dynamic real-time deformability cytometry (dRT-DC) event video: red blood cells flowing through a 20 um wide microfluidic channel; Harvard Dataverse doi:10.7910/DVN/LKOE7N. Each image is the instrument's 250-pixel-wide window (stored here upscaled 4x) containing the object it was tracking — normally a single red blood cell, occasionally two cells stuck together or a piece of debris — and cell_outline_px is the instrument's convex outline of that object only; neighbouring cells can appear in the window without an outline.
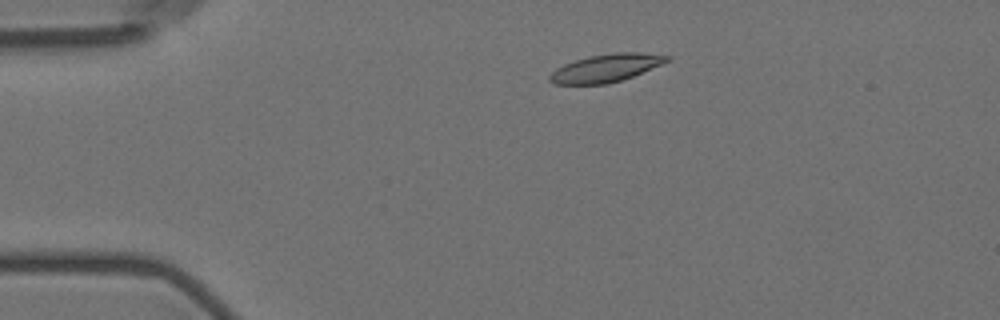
{"species": "Egyptian fruit bat (a non-hibernating species)", "species_latin": "Rousettus aegyptiacus", "temperature_condition": "room temperature", "stored_images_in_passage": 6, "camera_frame_rate_fps": 3000, "um_per_image_px": 0.085, "animal": {"sex": "female"}, "frame": {"image": 1, "passage_image": 3, "time_ms": 2.333, "image_size_px": [1000, 320], "cell_outline_px": [[672, 56], [668, 60], [660, 64], [632, 76], [608, 84], [552, 84], [548, 80], [548, 76], [556, 68], [564, 64], [576, 60], [592, 56], [616, 52], [640, 52]], "centroid_in_image_um": [51.46, 5.79], "position_along_channel_um": 33.5, "area_um2": 18.73}}